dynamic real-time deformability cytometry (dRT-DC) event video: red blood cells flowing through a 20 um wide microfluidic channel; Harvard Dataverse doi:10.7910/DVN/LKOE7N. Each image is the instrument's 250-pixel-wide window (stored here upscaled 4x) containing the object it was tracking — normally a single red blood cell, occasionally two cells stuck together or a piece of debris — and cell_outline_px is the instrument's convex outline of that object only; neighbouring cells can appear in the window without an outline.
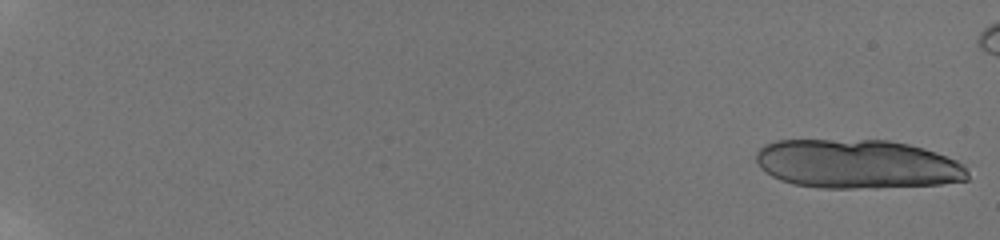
{"species": "human", "species_latin": "Homo sapiens", "temperature_condition": "room temperature", "stored_images_in_passage": 14, "camera_frame_rate_fps": 3000, "um_per_image_px": 0.085, "donor": {"sex": "male"}, "frame": {"image": 1, "passage_image": 1, "time_ms": 0.0, "image_size_px": [1000, 240], "cell_outline_px": [[968, 180], [940, 184], [876, 188], [820, 188], [792, 184], [780, 180], [772, 176], [760, 168], [756, 164], [756, 152], [764, 144], [776, 140], [888, 140], [908, 144], [924, 148], [936, 152], [956, 160], [964, 164], [968, 172]], "centroid_in_image_um": [72.85, 13.95], "position_along_channel_um": 12.2, "area_um2": 60.98}}
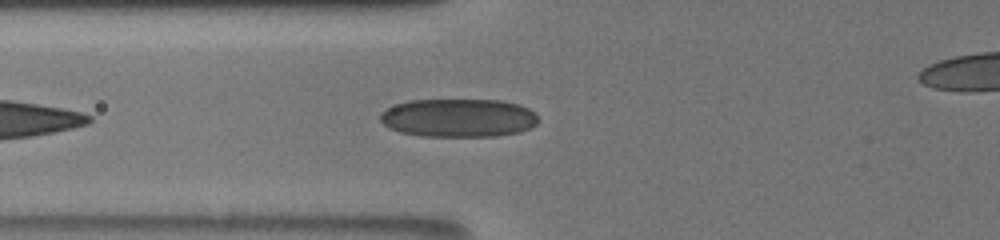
{"frame": {"image": 2, "passage_image": 12, "time_ms": 8.333, "image_size_px": [1000, 240], "cell_outline_px": [[536, 124], [520, 132], [496, 136], [420, 136], [400, 132], [388, 128], [380, 120], [380, 112], [396, 104], [408, 100], [500, 100], [520, 104], [528, 108], [536, 116]], "centroid_in_image_um": [38.93, 10.02], "position_along_channel_um": 86.9, "area_um2": 35.37}}
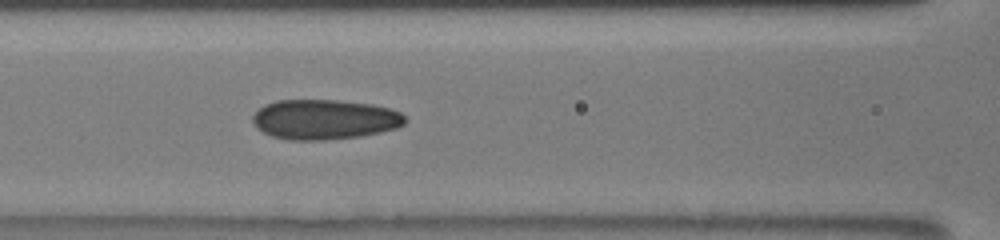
{"frame": {"image": 3, "passage_image": 14, "time_ms": 9.667, "image_size_px": [1000, 240], "cell_outline_px": [[408, 120], [404, 124], [396, 128], [380, 132], [360, 136], [324, 140], [288, 140], [272, 136], [256, 128], [252, 120], [252, 116], [264, 104], [276, 100], [336, 100], [372, 104], [388, 108], [400, 112]], "centroid_in_image_um": [27.57, 10.15], "position_along_channel_um": 139.0, "area_um2": 35.55}}